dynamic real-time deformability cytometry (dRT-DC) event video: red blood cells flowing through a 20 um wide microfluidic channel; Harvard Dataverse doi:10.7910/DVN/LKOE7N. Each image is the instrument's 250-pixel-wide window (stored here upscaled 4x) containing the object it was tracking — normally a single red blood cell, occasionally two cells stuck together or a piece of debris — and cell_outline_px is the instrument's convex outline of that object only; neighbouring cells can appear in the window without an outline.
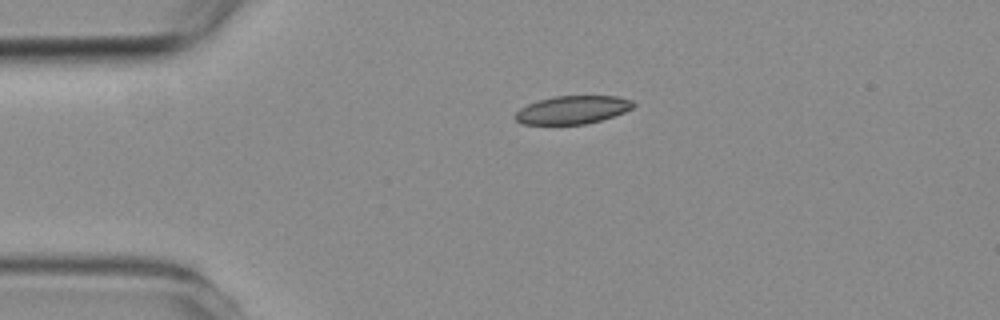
{"species": "common noctule bat (a hibernating species)", "species_latin": "Nyctalus noctula", "temperature_condition": "room temperature", "stored_images_in_passage": 2, "camera_frame_rate_fps": 3000, "um_per_image_px": 0.085, "animal": {"sex": "female", "body_mass_g": 19.3, "forearm_length_mm": 54.1}, "frame": {"image": 1, "passage_image": 1, "time_ms": 0.0, "image_size_px": [1000, 320], "cell_outline_px": [[636, 104], [632, 108], [624, 112], [600, 120], [584, 124], [524, 124], [516, 120], [516, 112], [520, 108], [528, 104], [540, 100], [556, 96], [616, 96], [632, 100]], "centroid_in_image_um": [48.69, 9.33], "position_along_channel_um": 36.3, "area_um2": 19.07}}